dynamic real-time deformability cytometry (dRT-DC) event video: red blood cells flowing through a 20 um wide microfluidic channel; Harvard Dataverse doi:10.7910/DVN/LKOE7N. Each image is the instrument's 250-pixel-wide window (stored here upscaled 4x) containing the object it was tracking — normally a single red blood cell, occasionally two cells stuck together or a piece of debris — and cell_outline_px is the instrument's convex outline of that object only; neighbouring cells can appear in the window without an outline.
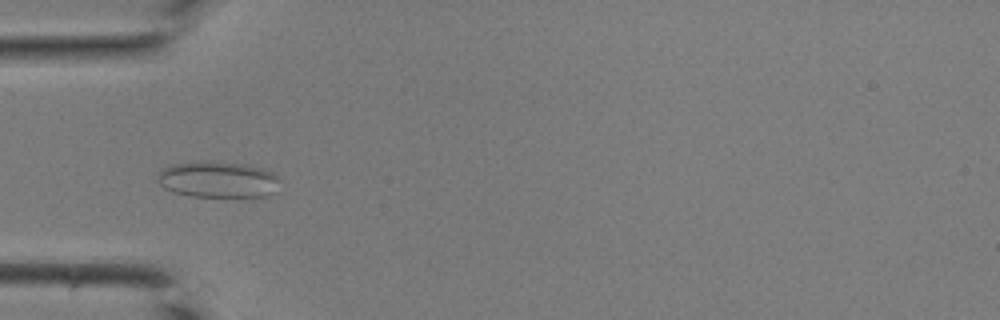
{"species": "common noctule bat (a hibernating species)", "species_latin": "Nyctalus noctula", "temperature_condition": "room temperature", "stored_images_in_passage": 33, "camera_frame_rate_fps": 3000, "um_per_image_px": 0.085, "animal": {"sex": "male", "body_mass_g": 19.0, "forearm_length_mm": 50.8}, "frame": {"image": 1, "passage_image": 6, "time_ms": 1.667, "image_size_px": [1000, 320], "cell_outline_px": [[280, 180], [276, 192], [268, 196], [192, 196], [172, 192], [164, 188], [156, 180], [156, 176], [160, 168], [172, 164], [200, 160], [216, 160], [248, 164], [276, 172]], "centroid_in_image_um": [18.52, 15.22], "position_along_channel_um": 66.5, "area_um2": 26.7}}
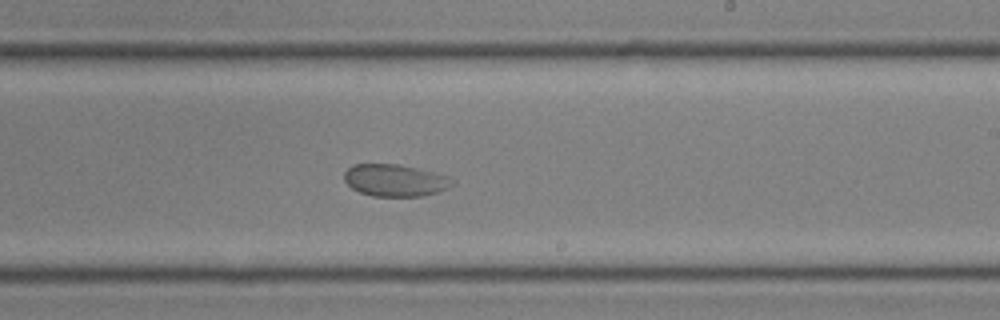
{"frame": {"image": 2, "passage_image": 18, "time_ms": 5.667, "image_size_px": [1000, 320], "cell_outline_px": [[456, 184], [448, 188], [424, 196], [372, 196], [360, 192], [352, 188], [344, 180], [344, 172], [352, 164], [396, 164], [416, 168], [448, 176], [456, 180]], "centroid_in_image_um": [33.59, 15.33], "position_along_channel_um": 255.4, "area_um2": 20.23}}
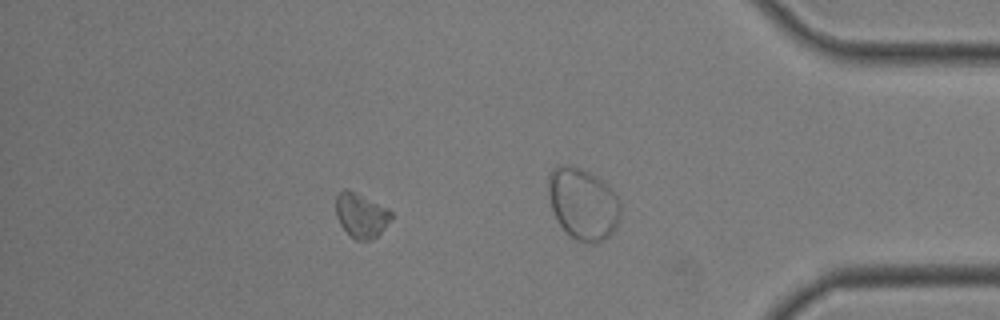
{"frame": {"image": 3, "passage_image": 27, "time_ms": 8.667, "image_size_px": [1000, 320], "cell_outline_px": [[392, 216], [384, 228], [372, 240], [356, 240], [340, 224], [336, 216], [336, 196], [344, 188], [388, 208], [392, 212]], "centroid_in_image_um": [30.69, 18.31], "position_along_channel_um": 404.5, "area_um2": 13.93}}